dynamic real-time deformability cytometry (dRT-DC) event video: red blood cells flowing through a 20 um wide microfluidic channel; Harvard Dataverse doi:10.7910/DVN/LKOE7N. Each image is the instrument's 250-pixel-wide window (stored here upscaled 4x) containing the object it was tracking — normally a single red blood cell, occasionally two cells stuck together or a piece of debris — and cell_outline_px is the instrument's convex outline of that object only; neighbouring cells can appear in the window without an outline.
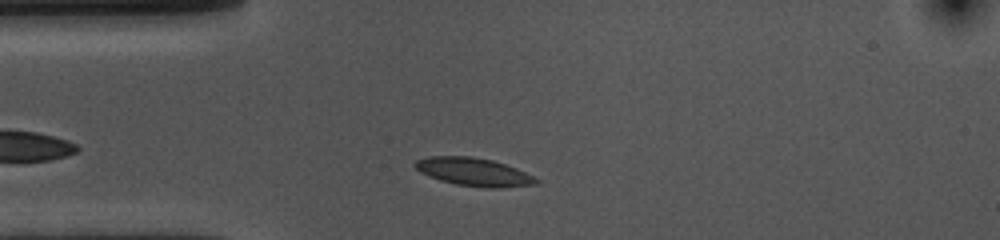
{"species": "common noctule bat (a hibernating species)", "species_latin": "Nyctalus noctula", "temperature_condition": "cold", "stored_images_in_passage": 36, "camera_frame_rate_fps": 3000, "um_per_image_px": 0.085, "animal": {"sex": "female", "body_mass_g": 10.0, "forearm_length_mm": 53.1}, "frame": {"image": 1, "passage_image": 5, "time_ms": 1.333, "image_size_px": [1000, 240], "cell_outline_px": [[540, 180], [536, 184], [500, 188], [484, 188], [456, 184], [440, 180], [420, 172], [412, 164], [416, 160], [428, 156], [472, 156], [492, 160], [516, 168]], "centroid_in_image_um": [40.24, 14.61], "position_along_channel_um": 44.8, "area_um2": 19.77}}
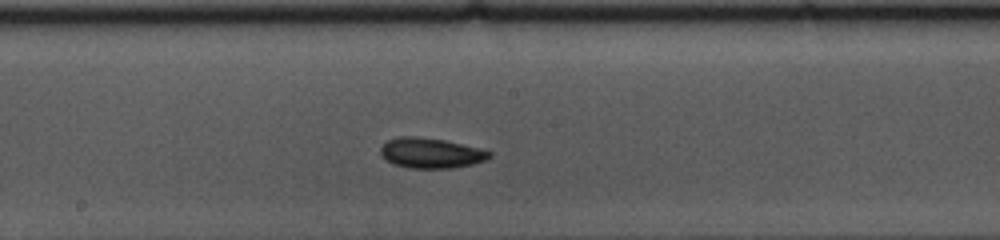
{"frame": {"image": 2, "passage_image": 20, "time_ms": 6.333, "image_size_px": [1000, 240], "cell_outline_px": [[492, 156], [484, 160], [472, 164], [452, 168], [408, 168], [392, 164], [380, 152], [380, 148], [388, 140], [400, 136], [416, 136], [444, 140], [492, 152]], "centroid_in_image_um": [36.6, 13.01], "position_along_channel_um": 211.6, "area_um2": 18.9}}
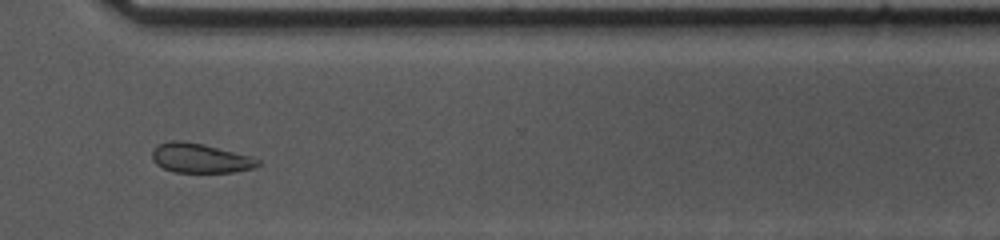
{"frame": {"image": 3, "passage_image": 32, "time_ms": 10.333, "image_size_px": [1000, 240], "cell_outline_px": [[260, 164], [252, 168], [232, 172], [176, 172], [164, 168], [156, 164], [152, 156], [152, 152], [160, 144], [168, 140], [180, 140], [204, 144], [248, 156], [260, 160]], "centroid_in_image_um": [16.99, 13.44], "position_along_channel_um": 353.6, "area_um2": 17.8}, "authors_computed_cell_mechanics": {"area_um2": 18.496, "velocity_mm_per_s": 3.5445, "shape_relaxation_time_tau1_ms": 1.9999, "shape_relaxation_time_tau2_ms": 2.8769, "deformation_change_tau1": 0.0759, "deformation_change_tau2": 0.0749}}